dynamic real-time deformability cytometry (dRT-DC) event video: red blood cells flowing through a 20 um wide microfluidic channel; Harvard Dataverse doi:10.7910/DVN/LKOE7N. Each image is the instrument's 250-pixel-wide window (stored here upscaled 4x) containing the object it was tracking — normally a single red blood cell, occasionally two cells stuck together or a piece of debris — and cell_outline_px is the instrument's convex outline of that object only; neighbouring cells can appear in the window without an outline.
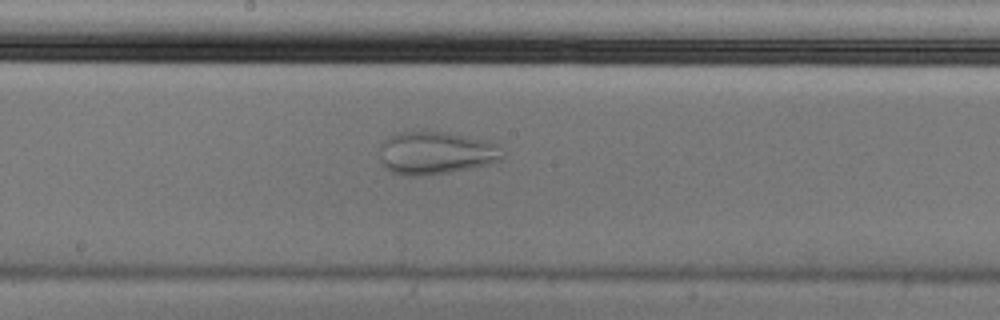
{"species": "Egyptian fruit bat (a non-hibernating species)", "species_latin": "Rousettus aegyptiacus", "temperature_condition": "cold", "stored_images_in_passage": 52, "camera_frame_rate_fps": 3000, "um_per_image_px": 0.085, "animal": {"sex": "male"}, "frame": {"image": 1, "passage_image": 27, "time_ms": 8.667, "image_size_px": [1000, 320], "cell_outline_px": [[504, 156], [500, 160], [488, 164], [472, 168], [448, 172], [416, 176], [404, 176], [392, 172], [384, 168], [380, 164], [380, 148], [384, 140], [388, 136], [400, 132], [444, 132], [488, 140], [500, 144]], "centroid_in_image_um": [37.05, 13.01], "position_along_channel_um": 211.2, "area_um2": 30.87}}
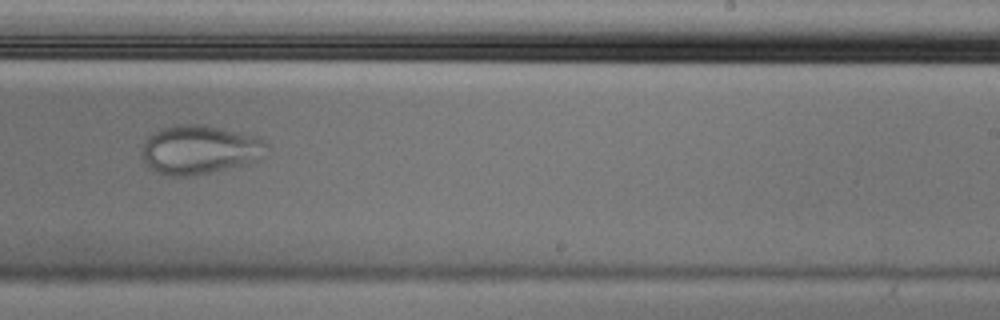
{"frame": {"image": 2, "passage_image": 32, "time_ms": 10.333, "image_size_px": [1000, 320], "cell_outline_px": [[268, 156], [244, 164], [228, 168], [188, 176], [168, 176], [156, 172], [144, 160], [144, 144], [148, 136], [160, 128], [176, 124], [200, 124], [264, 136], [268, 144]], "centroid_in_image_um": [17.07, 12.69], "position_along_channel_um": 271.9, "area_um2": 35.84}}